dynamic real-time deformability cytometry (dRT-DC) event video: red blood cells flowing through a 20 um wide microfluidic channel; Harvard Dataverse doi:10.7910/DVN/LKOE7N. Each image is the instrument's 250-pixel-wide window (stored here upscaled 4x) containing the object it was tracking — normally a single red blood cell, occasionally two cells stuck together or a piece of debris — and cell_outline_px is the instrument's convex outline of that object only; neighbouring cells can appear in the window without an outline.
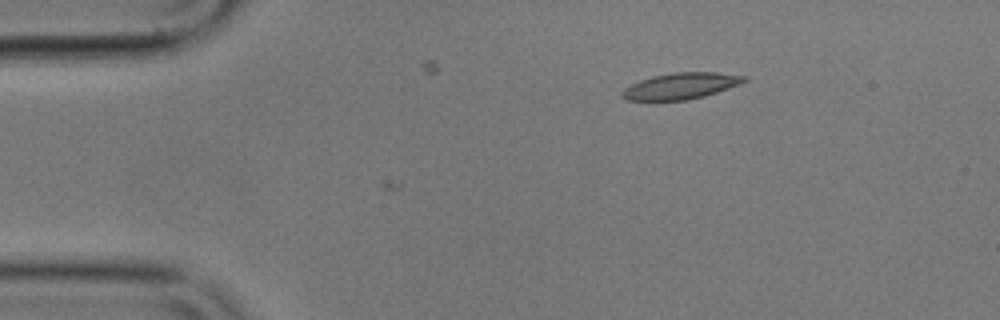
{"species": "common noctule bat (a hibernating species)", "species_latin": "Nyctalus noctula", "temperature_condition": "cold", "stored_images_in_passage": 3, "camera_frame_rate_fps": 3000, "um_per_image_px": 0.085, "animal": {"sex": "male", "body_mass_g": 17.9}, "frame": {"image": 1, "passage_image": 1, "time_ms": 0.0, "image_size_px": [1000, 320], "cell_outline_px": [[748, 80], [740, 84], [704, 96], [688, 100], [628, 100], [620, 96], [620, 92], [624, 88], [640, 80], [652, 76], [672, 72], [716, 72], [748, 76]], "centroid_in_image_um": [57.87, 7.3], "position_along_channel_um": 27.1, "area_um2": 18.73}}